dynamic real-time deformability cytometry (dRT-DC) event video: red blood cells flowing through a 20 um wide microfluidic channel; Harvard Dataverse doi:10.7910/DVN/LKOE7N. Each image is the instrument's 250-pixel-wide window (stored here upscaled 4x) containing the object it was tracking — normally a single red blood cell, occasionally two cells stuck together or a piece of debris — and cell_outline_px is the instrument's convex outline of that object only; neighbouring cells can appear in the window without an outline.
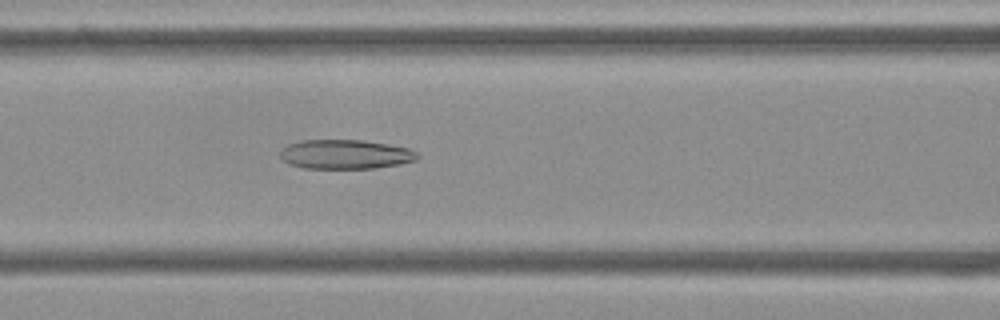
{"species": "Egyptian fruit bat (a non-hibernating species)", "species_latin": "Rousettus aegyptiacus", "temperature_condition": "cold", "stored_images_in_passage": 45, "camera_frame_rate_fps": 3000, "um_per_image_px": 0.085, "frame": {"image": 1, "passage_image": 14, "time_ms": 4.333, "image_size_px": [1000, 320], "cell_outline_px": [[420, 156], [416, 160], [400, 164], [376, 168], [304, 168], [288, 164], [280, 156], [280, 152], [288, 144], [304, 140], [364, 140], [388, 144], [408, 148], [416, 152]], "centroid_in_image_um": [29.37, 13.12], "position_along_channel_um": 137.2, "area_um2": 23.41}}
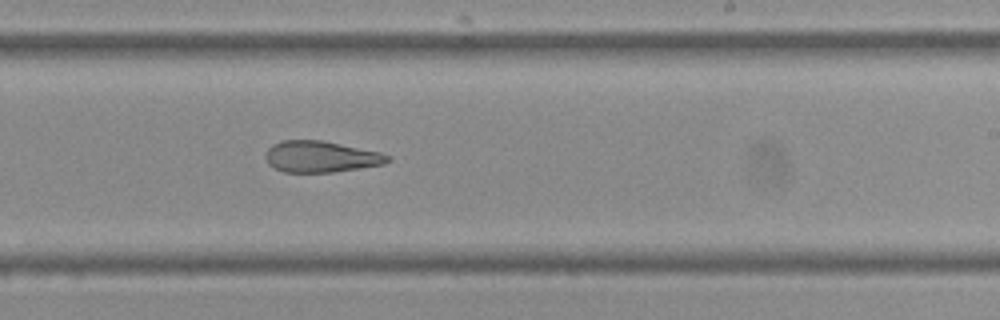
{"frame": {"image": 2, "passage_image": 24, "time_ms": 7.667, "image_size_px": [1000, 320], "cell_outline_px": [[392, 160], [384, 164], [360, 168], [332, 172], [284, 172], [268, 164], [264, 156], [268, 148], [272, 144], [280, 140], [320, 140], [380, 152], [392, 156]], "centroid_in_image_um": [27.27, 13.31], "position_along_channel_um": 261.7, "area_um2": 22.31}}
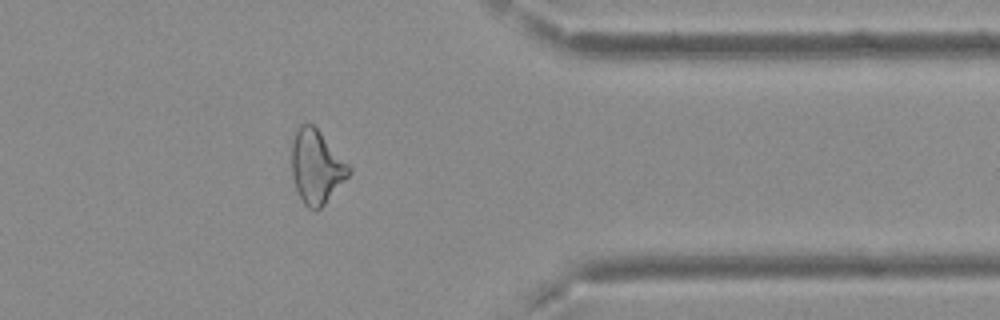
{"frame": {"image": 3, "passage_image": 35, "time_ms": 11.333, "image_size_px": [1000, 320], "cell_outline_px": [[352, 172], [324, 204], [316, 212], [308, 208], [304, 204], [296, 188], [292, 176], [292, 132], [300, 124], [312, 124], [320, 132], [352, 168]], "centroid_in_image_um": [26.88, 14.17], "position_along_channel_um": 384.5, "area_um2": 24.51}, "authors_computed_cell_mechanics": {"area_um2": 24.565, "velocity_mm_per_s": 3.742, "shape_relaxation_time_tau1_ms": null, "shape_relaxation_time_tau2_ms": 5.3363, "deformation_change_tau1": null, "deformation_change_tau2": 0.1729}}